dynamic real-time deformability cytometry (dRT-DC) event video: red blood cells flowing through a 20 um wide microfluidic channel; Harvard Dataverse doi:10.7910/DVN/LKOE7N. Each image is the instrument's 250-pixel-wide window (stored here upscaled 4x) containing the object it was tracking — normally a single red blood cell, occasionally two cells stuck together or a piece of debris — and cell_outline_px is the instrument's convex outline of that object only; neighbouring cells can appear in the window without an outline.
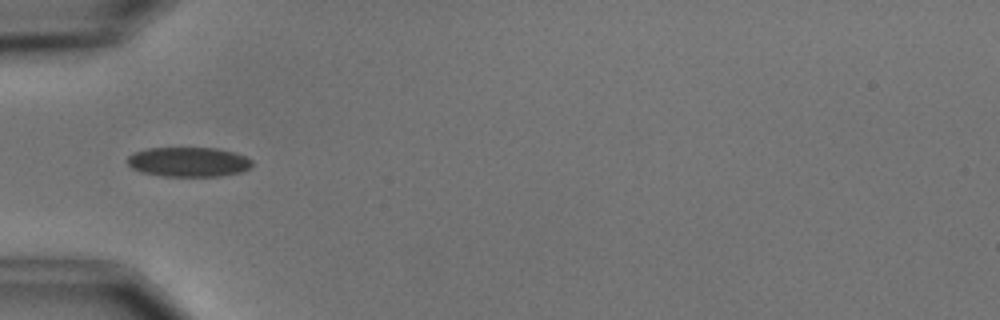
{"species": "common noctule bat (a hibernating species)", "species_latin": "Nyctalus noctula", "temperature_condition": "cold", "stored_images_in_passage": 8, "camera_frame_rate_fps": 3000, "um_per_image_px": 0.085, "animal": {"sex": "male", "body_mass_g": 15.6}, "frame": {"image": 1, "passage_image": 5, "time_ms": 5.0, "image_size_px": [1000, 320], "cell_outline_px": [[252, 164], [248, 168], [240, 172], [220, 176], [164, 176], [140, 172], [132, 168], [128, 164], [128, 156], [132, 152], [148, 148], [216, 148], [232, 152], [244, 156], [252, 160]], "centroid_in_image_um": [15.98, 13.76], "position_along_channel_um": 69.0, "area_um2": 21.44}}
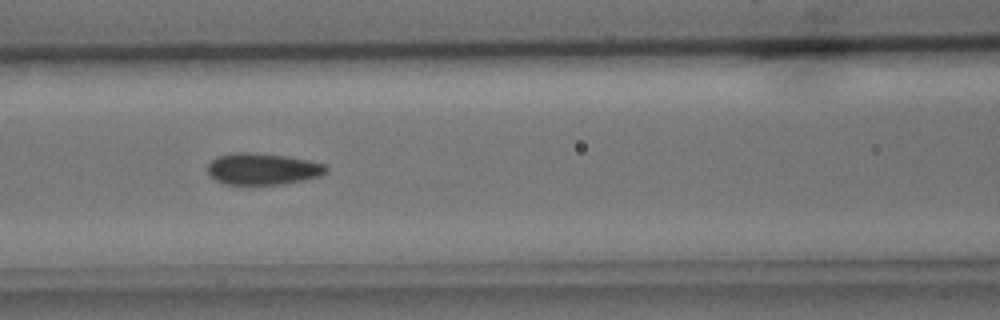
{"frame": {"image": 2, "passage_image": 7, "time_ms": 7.0, "image_size_px": [1000, 320], "cell_outline_px": [[328, 172], [320, 176], [304, 180], [284, 184], [224, 184], [216, 180], [208, 172], [208, 164], [216, 156], [236, 152], [248, 152], [288, 156], [308, 160], [324, 164], [328, 168]], "centroid_in_image_um": [22.35, 14.35], "position_along_channel_um": 144.3, "area_um2": 21.85}}
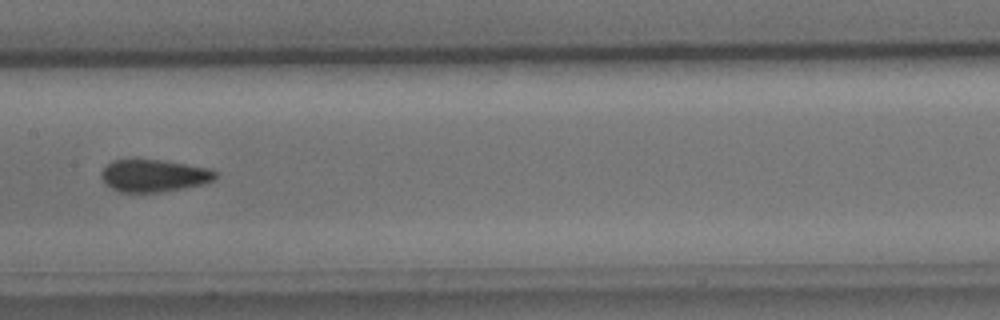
{"frame": {"image": 3, "passage_image": 8, "time_ms": 8.333, "image_size_px": [1000, 320], "cell_outline_px": [[216, 176], [212, 180], [204, 184], [156, 192], [120, 192], [112, 188], [100, 176], [100, 172], [112, 160], [136, 156], [212, 168], [216, 172]], "centroid_in_image_um": [13.04, 14.87], "position_along_channel_um": 194.4, "area_um2": 21.91}}